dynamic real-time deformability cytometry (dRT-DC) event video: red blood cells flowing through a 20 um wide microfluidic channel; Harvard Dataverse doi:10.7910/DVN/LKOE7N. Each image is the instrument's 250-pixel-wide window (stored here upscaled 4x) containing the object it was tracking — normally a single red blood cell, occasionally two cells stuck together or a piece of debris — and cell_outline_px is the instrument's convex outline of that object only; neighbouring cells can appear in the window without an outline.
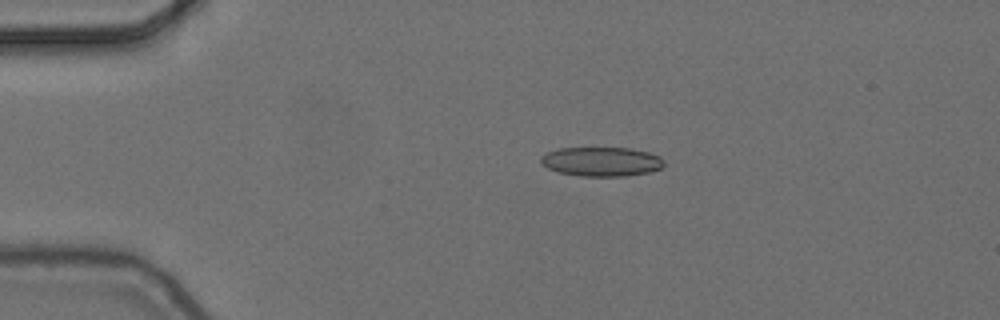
{"species": "common noctule bat (a hibernating species)", "species_latin": "Nyctalus noctula", "temperature_condition": "cold", "stored_images_in_passage": 5, "camera_frame_rate_fps": 3000, "um_per_image_px": 0.085, "animal": {"sex": "female", "body_mass_g": 24.6, "forearm_length_mm": 56.2}, "frame": {"image": 1, "passage_image": 3, "time_ms": 0.667, "image_size_px": [1000, 320], "cell_outline_px": [[664, 164], [660, 168], [648, 172], [628, 176], [580, 176], [556, 172], [540, 164], [540, 156], [556, 148], [632, 148], [648, 152], [660, 156], [664, 160]], "centroid_in_image_um": [51.09, 13.73], "position_along_channel_um": 33.9, "area_um2": 21.21}}
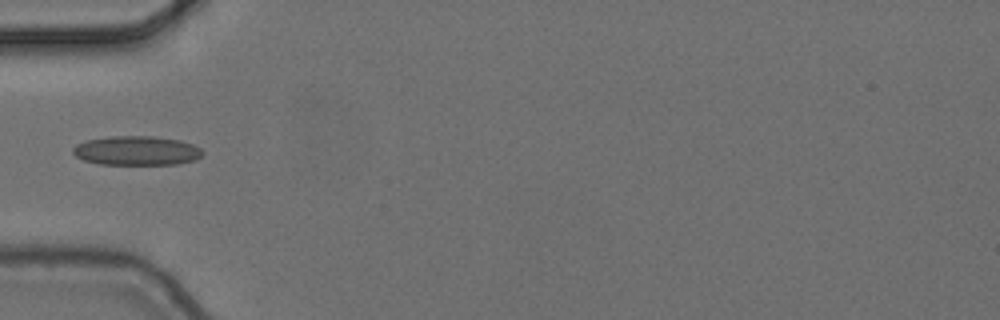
{"frame": {"image": 2, "passage_image": 5, "time_ms": 1.333, "image_size_px": [1000, 320], "cell_outline_px": [[204, 152], [196, 160], [176, 164], [100, 164], [84, 160], [76, 156], [72, 152], [72, 148], [76, 144], [88, 140], [112, 136], [152, 136], [180, 140], [192, 144], [200, 148]], "centroid_in_image_um": [11.62, 12.8], "position_along_channel_um": 73.4, "area_um2": 22.02}}